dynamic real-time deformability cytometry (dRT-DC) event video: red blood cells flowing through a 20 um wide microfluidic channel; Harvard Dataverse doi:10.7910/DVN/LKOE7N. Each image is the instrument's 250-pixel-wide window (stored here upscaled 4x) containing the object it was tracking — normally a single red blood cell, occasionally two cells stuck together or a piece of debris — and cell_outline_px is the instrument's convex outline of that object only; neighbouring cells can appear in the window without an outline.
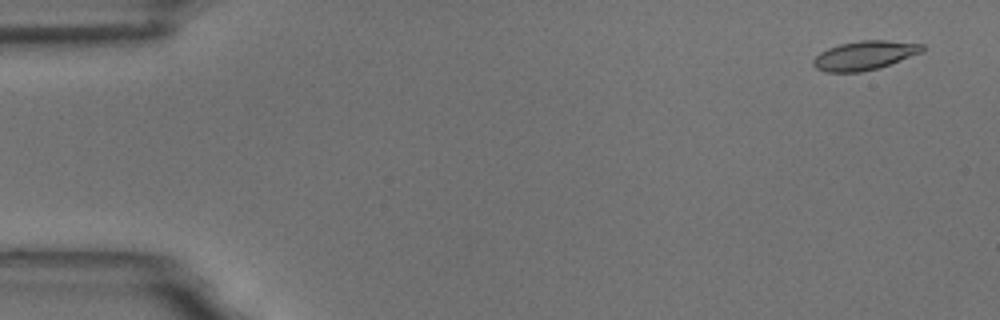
{"species": "common noctule bat (a hibernating species)", "species_latin": "Nyctalus noctula", "temperature_condition": "room temperature", "stored_images_in_passage": 5, "camera_frame_rate_fps": 3000, "um_per_image_px": 0.085, "animal": {"sex": "male", "body_mass_g": 18.8}, "frame": {"image": 1, "passage_image": 1, "time_ms": 0.0, "image_size_px": [1000, 320], "cell_outline_px": [[924, 52], [880, 68], [860, 72], [824, 72], [816, 68], [812, 64], [812, 60], [820, 52], [828, 48], [840, 44], [860, 40], [884, 40], [924, 44]], "centroid_in_image_um": [73.5, 4.71], "position_along_channel_um": 11.5, "area_um2": 18.61}}
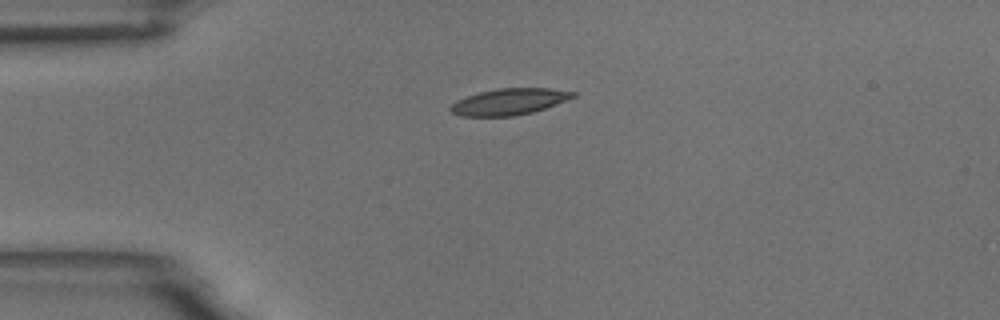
{"frame": {"image": 2, "passage_image": 4, "time_ms": 3.667, "image_size_px": [1000, 320], "cell_outline_px": [[576, 96], [556, 104], [532, 112], [512, 116], [460, 116], [452, 112], [448, 108], [456, 100], [480, 92], [496, 88], [548, 88], [576, 92]], "centroid_in_image_um": [43.26, 8.64], "position_along_channel_um": 41.7, "area_um2": 18.67}}